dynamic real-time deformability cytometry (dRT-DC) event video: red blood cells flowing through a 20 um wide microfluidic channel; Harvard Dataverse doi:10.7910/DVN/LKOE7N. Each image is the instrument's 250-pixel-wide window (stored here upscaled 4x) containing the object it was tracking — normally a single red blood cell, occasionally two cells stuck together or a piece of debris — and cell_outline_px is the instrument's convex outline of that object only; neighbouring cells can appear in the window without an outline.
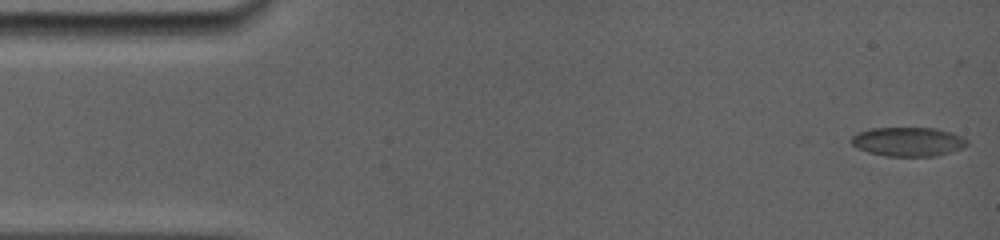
{"species": "common noctule bat (a hibernating species)", "species_latin": "Nyctalus noctula", "temperature_condition": "room temperature", "stored_images_in_passage": 35, "camera_frame_rate_fps": 5000, "um_per_image_px": 0.085, "animal": {"sex": "female", "body_mass_g": 19.0, "forearm_length_mm": 56.7}, "frame": {"image": 1, "passage_image": 1, "time_ms": 0.0, "image_size_px": [1000, 240], "cell_outline_px": [[968, 144], [960, 148], [936, 156], [884, 156], [868, 152], [856, 148], [848, 140], [856, 132], [872, 128], [936, 128], [960, 136], [968, 140]], "centroid_in_image_um": [77.1, 12.04], "position_along_channel_um": 7.9, "area_um2": 19.59}}
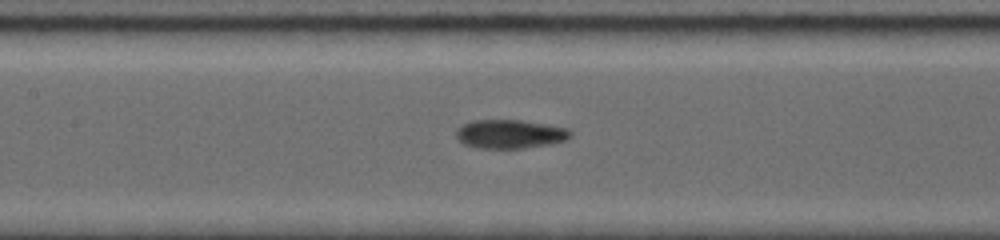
{"frame": {"image": 2, "passage_image": 16, "time_ms": 7.2, "image_size_px": [1000, 240], "cell_outline_px": [[572, 136], [568, 140], [552, 144], [524, 148], [480, 148], [464, 144], [456, 136], [456, 128], [460, 124], [472, 120], [520, 120], [568, 128], [572, 132]], "centroid_in_image_um": [43.36, 11.39], "position_along_channel_um": 164.0, "area_um2": 19.36}}
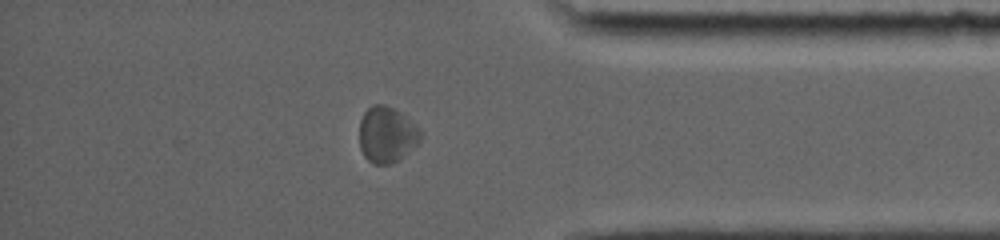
{"frame": {"image": 3, "passage_image": 30, "time_ms": 13.6, "image_size_px": [1000, 240], "cell_outline_px": [[424, 136], [400, 160], [388, 164], [372, 164], [364, 156], [360, 148], [360, 120], [364, 112], [372, 104], [384, 104], [400, 112], [416, 124], [424, 132]], "centroid_in_image_um": [32.9, 11.44], "position_along_channel_um": 402.3, "area_um2": 20.17}, "authors_computed_cell_mechanics": {"area_um2": 19.1318, "velocity_mm_per_s": 3.8331, "shape_relaxation_time_tau1_ms": null, "shape_relaxation_time_tau2_ms": 2.9234, "deformation_change_tau1": null, "deformation_change_tau2": 0.0908}}